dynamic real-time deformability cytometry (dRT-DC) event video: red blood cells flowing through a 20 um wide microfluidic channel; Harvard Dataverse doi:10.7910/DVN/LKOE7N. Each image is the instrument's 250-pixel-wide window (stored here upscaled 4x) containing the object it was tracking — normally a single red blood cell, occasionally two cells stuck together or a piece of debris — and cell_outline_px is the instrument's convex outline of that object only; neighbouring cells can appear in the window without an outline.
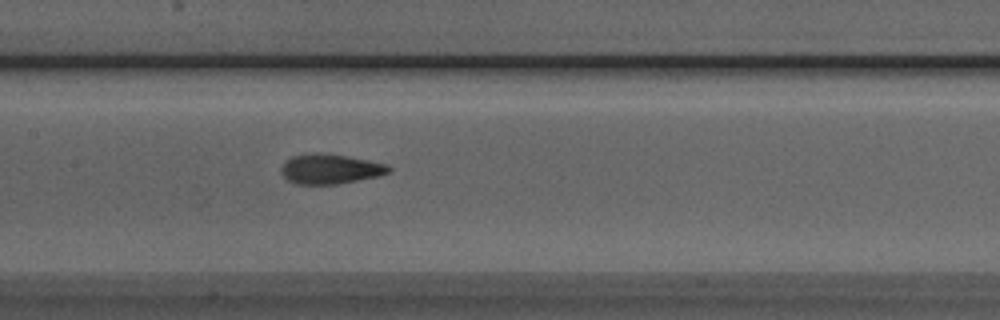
{"species": "Egyptian fruit bat (a non-hibernating species)", "species_latin": "Rousettus aegyptiacus", "temperature_condition": "room temperature", "stored_images_in_passage": 32, "camera_frame_rate_fps": 3000, "um_per_image_px": 0.085, "animal": {"sex": "male"}, "frame": {"image": 1, "passage_image": 13, "time_ms": 4.0, "image_size_px": [1000, 320], "cell_outline_px": [[392, 168], [388, 172], [380, 176], [336, 184], [296, 184], [288, 180], [280, 172], [280, 168], [284, 160], [292, 156], [312, 152], [320, 152], [368, 160], [388, 164]], "centroid_in_image_um": [28.03, 14.35], "position_along_channel_um": 179.4, "area_um2": 18.84}}
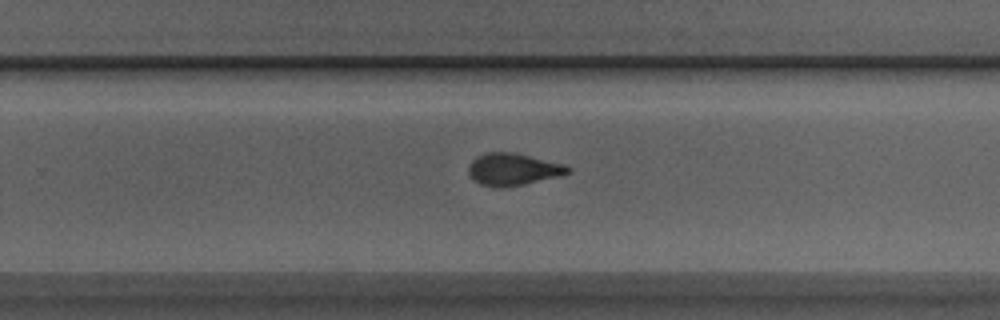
{"frame": {"image": 2, "passage_image": 21, "time_ms": 6.667, "image_size_px": [1000, 320], "cell_outline_px": [[572, 168], [564, 176], [504, 188], [500, 188], [480, 184], [468, 172], [468, 164], [476, 156], [488, 152], [512, 152], [560, 164]], "centroid_in_image_um": [43.59, 14.41], "position_along_channel_um": 286.2, "area_um2": 18.44}}
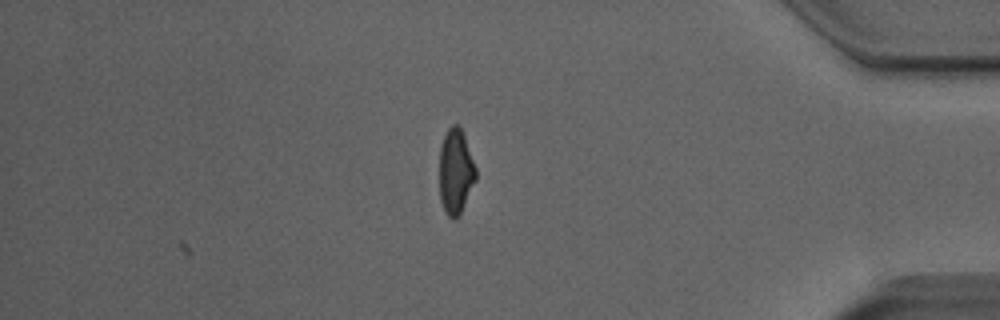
{"frame": {"image": 3, "passage_image": 32, "time_ms": 10.333, "image_size_px": [1000, 320], "cell_outline_px": [[476, 180], [456, 220], [452, 220], [444, 212], [440, 200], [440, 144], [448, 128], [452, 124], [456, 124], [460, 128], [464, 136], [476, 168]], "centroid_in_image_um": [38.71, 14.6], "position_along_channel_um": 396.5, "area_um2": 17.98}, "authors_computed_cell_mechanics": {"area_um2": 18.5538, "velocity_mm_per_s": 4.0252, "shape_relaxation_time_tau1_ms": 6.847, "shape_relaxation_time_tau2_ms": 1.0953, "deformation_change_tau1": 0.2212, "deformation_change_tau2": 0.0876}}